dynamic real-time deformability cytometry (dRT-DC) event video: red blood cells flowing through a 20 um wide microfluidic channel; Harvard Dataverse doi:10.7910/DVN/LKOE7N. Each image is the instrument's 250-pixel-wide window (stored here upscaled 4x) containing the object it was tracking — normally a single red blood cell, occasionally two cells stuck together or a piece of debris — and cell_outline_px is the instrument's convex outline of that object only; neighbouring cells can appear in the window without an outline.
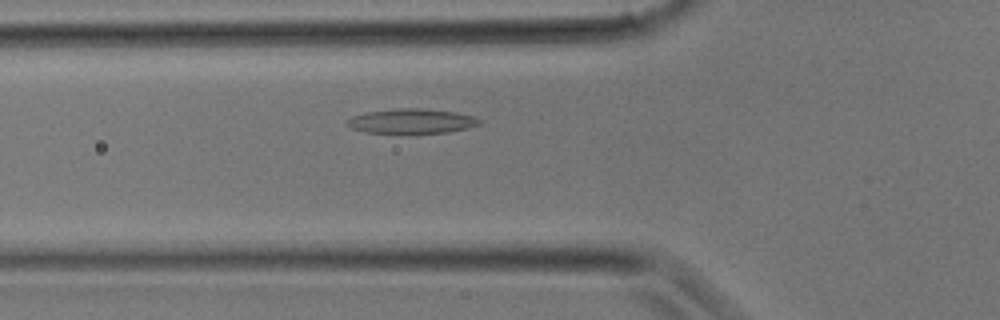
{"species": "common noctule bat (a hibernating species)", "species_latin": "Nyctalus noctula", "temperature_condition": "room temperature", "stored_images_in_passage": 20, "camera_frame_rate_fps": 3000, "um_per_image_px": 0.085, "animal": {"sex": "male", "body_mass_g": 17.9}, "frame": {"image": 1, "passage_image": 3, "time_ms": 0.667, "image_size_px": [1000, 320], "cell_outline_px": [[480, 124], [468, 128], [448, 132], [368, 132], [352, 128], [344, 124], [344, 120], [352, 116], [368, 112], [400, 108], [416, 108], [452, 112], [472, 116], [480, 120]], "centroid_in_image_um": [34.93, 10.29], "position_along_channel_um": 90.9, "area_um2": 18.5}}
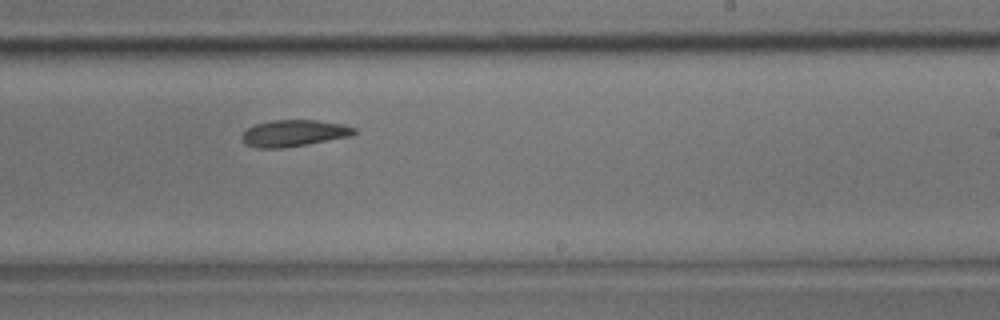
{"frame": {"image": 2, "passage_image": 11, "time_ms": 3.333, "image_size_px": [1000, 320], "cell_outline_px": [[356, 132], [352, 136], [284, 148], [256, 148], [244, 144], [240, 136], [248, 128], [256, 124], [272, 120], [316, 120], [344, 124], [356, 128]], "centroid_in_image_um": [24.97, 11.32], "position_along_channel_um": 264.0, "area_um2": 17.51}}
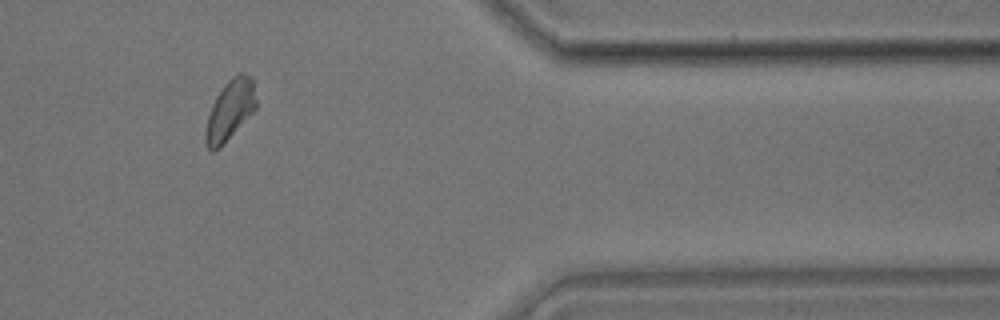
{"frame": {"image": 3, "passage_image": 18, "time_ms": 5.667, "image_size_px": [1000, 320], "cell_outline_px": [[256, 108], [220, 148], [212, 152], [208, 148], [204, 140], [204, 132], [208, 116], [212, 104], [216, 96], [224, 84], [232, 76], [240, 72], [252, 76], [256, 100]], "centroid_in_image_um": [19.53, 9.36], "position_along_channel_um": 391.9, "area_um2": 17.74}}